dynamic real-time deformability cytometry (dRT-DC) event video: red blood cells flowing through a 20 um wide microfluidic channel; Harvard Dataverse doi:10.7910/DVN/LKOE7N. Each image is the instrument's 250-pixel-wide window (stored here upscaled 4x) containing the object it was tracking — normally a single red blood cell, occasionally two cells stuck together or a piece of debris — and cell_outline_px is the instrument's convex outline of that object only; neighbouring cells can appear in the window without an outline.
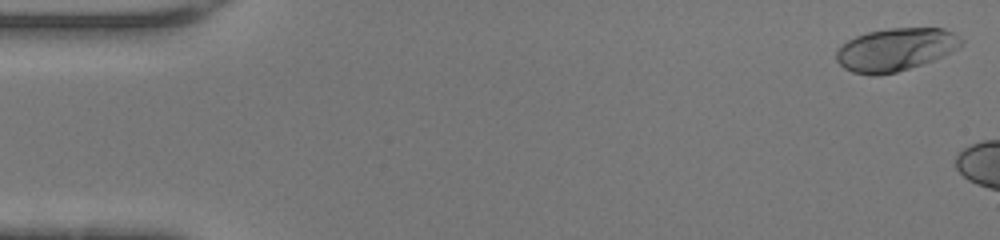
{"species": "human", "species_latin": "Homo sapiens", "temperature_condition": "warm", "stored_images_in_passage": 5, "camera_frame_rate_fps": 3000, "um_per_image_px": 0.085, "donor": {"sex": "female"}, "frame": {"image": 1, "passage_image": 1, "time_ms": 0.0, "image_size_px": [1000, 240], "cell_outline_px": [[964, 44], [932, 60], [896, 72], [876, 76], [872, 76], [852, 72], [844, 68], [836, 60], [836, 48], [848, 40], [856, 36], [868, 32], [888, 28], [944, 28], [952, 32], [964, 40]], "centroid_in_image_um": [76.07, 4.21], "position_along_channel_um": 8.9, "area_um2": 31.04}}